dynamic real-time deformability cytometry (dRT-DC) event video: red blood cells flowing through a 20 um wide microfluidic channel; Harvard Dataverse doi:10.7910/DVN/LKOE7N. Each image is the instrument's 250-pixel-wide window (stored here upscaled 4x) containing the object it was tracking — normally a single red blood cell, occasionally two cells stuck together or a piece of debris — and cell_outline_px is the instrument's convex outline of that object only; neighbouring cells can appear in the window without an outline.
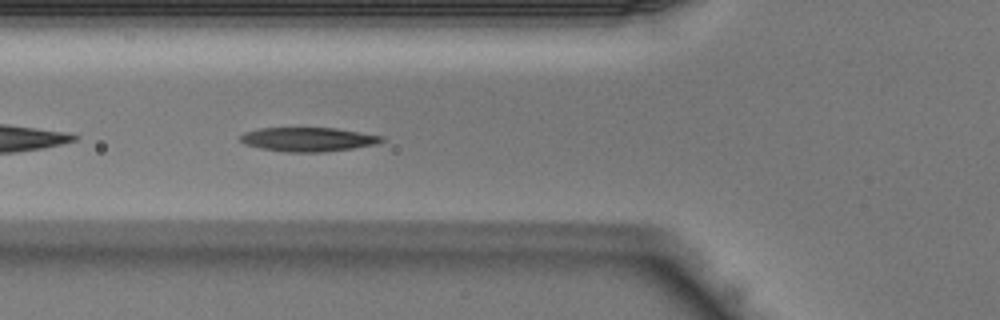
{"species": "Egyptian fruit bat (a non-hibernating species)", "species_latin": "Rousettus aegyptiacus", "temperature_condition": "warm", "stored_images_in_passage": 31, "camera_frame_rate_fps": 3000, "um_per_image_px": 0.085, "animal": {"sex": "male"}, "frame": {"image": 1, "passage_image": 4, "time_ms": 1.0, "image_size_px": [1000, 320], "cell_outline_px": [[384, 140], [376, 144], [352, 148], [320, 152], [288, 152], [260, 148], [248, 144], [240, 140], [240, 136], [244, 132], [260, 128], [336, 128], [384, 136]], "centroid_in_image_um": [26.21, 11.84], "position_along_channel_um": 99.6, "area_um2": 19.59}}
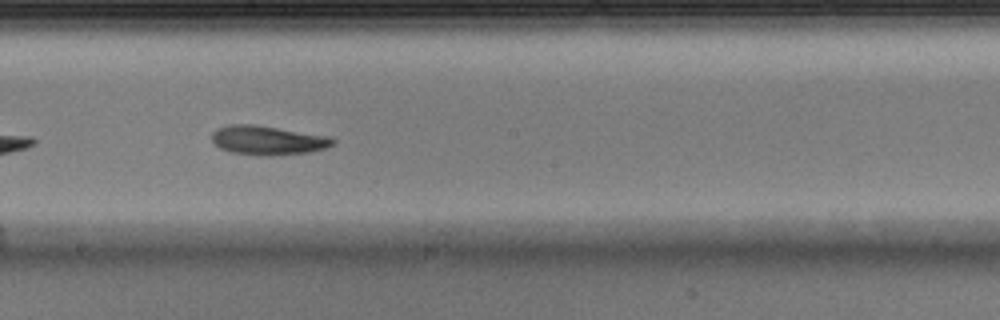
{"frame": {"image": 2, "passage_image": 12, "time_ms": 3.667, "image_size_px": [1000, 320], "cell_outline_px": [[336, 140], [332, 144], [324, 148], [308, 152], [272, 156], [264, 156], [232, 152], [220, 148], [212, 140], [212, 132], [216, 128], [228, 124], [256, 124], [332, 136]], "centroid_in_image_um": [22.76, 11.9], "position_along_channel_um": 225.4, "area_um2": 20.75}}
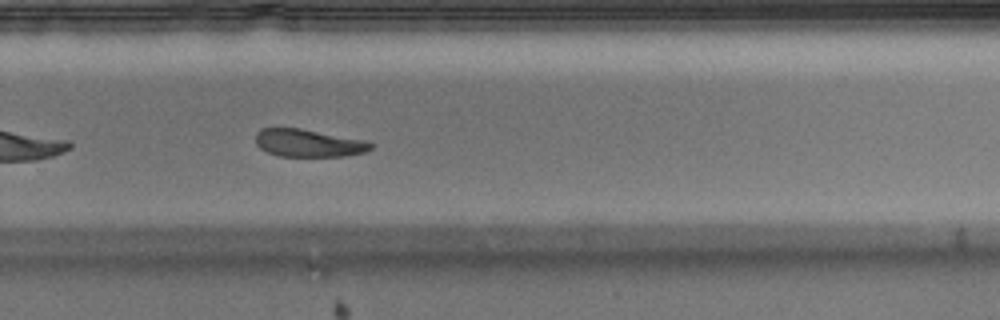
{"frame": {"image": 3, "passage_image": 17, "time_ms": 5.333, "image_size_px": [1000, 320], "cell_outline_px": [[376, 144], [372, 148], [364, 152], [344, 156], [276, 156], [260, 148], [256, 144], [256, 132], [260, 128], [300, 128], [364, 140]], "centroid_in_image_um": [26.2, 12.16], "position_along_channel_um": 303.6, "area_um2": 18.55}}